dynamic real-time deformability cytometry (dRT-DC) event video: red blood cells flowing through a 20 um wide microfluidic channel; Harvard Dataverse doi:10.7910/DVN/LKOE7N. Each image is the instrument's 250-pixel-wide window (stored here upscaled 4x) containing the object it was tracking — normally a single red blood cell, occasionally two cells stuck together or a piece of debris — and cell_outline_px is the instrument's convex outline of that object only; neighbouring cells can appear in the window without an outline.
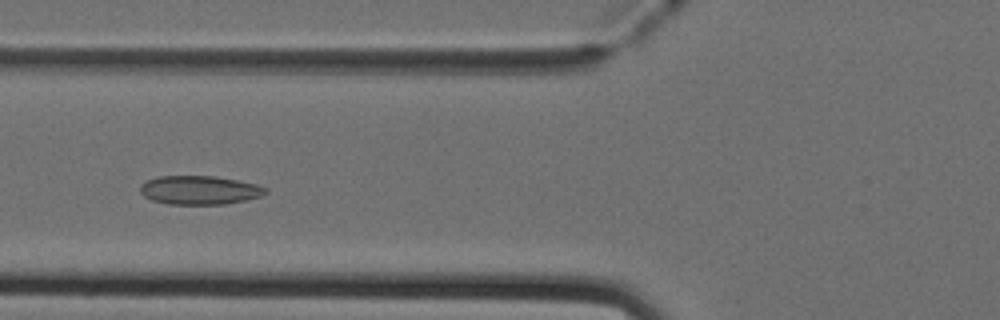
{"species": "Egyptian fruit bat (a non-hibernating species)", "species_latin": "Rousettus aegyptiacus", "temperature_condition": "cold", "stored_images_in_passage": 49, "camera_frame_rate_fps": 3000, "um_per_image_px": 0.085, "animal": {"sex": "female"}, "frame": {"image": 1, "passage_image": 18, "time_ms": 5.667, "image_size_px": [1000, 320], "cell_outline_px": [[268, 192], [260, 196], [244, 200], [224, 204], [168, 204], [152, 200], [144, 196], [140, 192], [140, 184], [148, 180], [160, 176], [212, 176], [236, 180], [256, 184], [268, 188]], "centroid_in_image_um": [16.95, 16.16], "position_along_channel_um": 108.9, "area_um2": 20.87}}
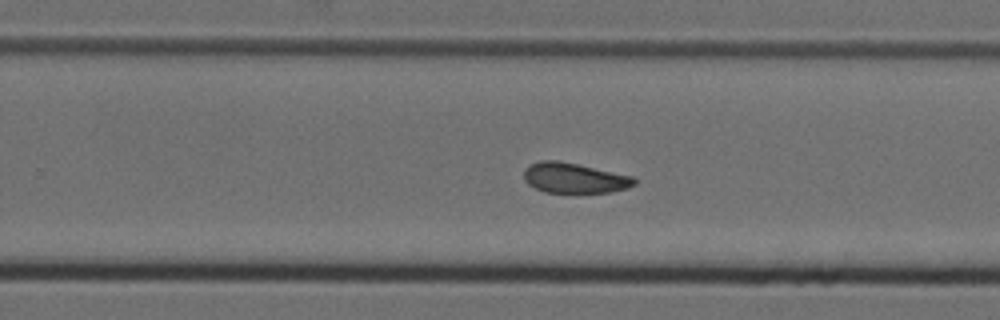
{"frame": {"image": 2, "passage_image": 31, "time_ms": 10.0, "image_size_px": [1000, 320], "cell_outline_px": [[636, 184], [628, 188], [612, 192], [576, 196], [544, 192], [528, 184], [524, 180], [524, 168], [528, 164], [540, 160], [560, 160], [632, 176], [636, 180]], "centroid_in_image_um": [48.8, 15.18], "position_along_channel_um": 281.0, "area_um2": 20.52}}
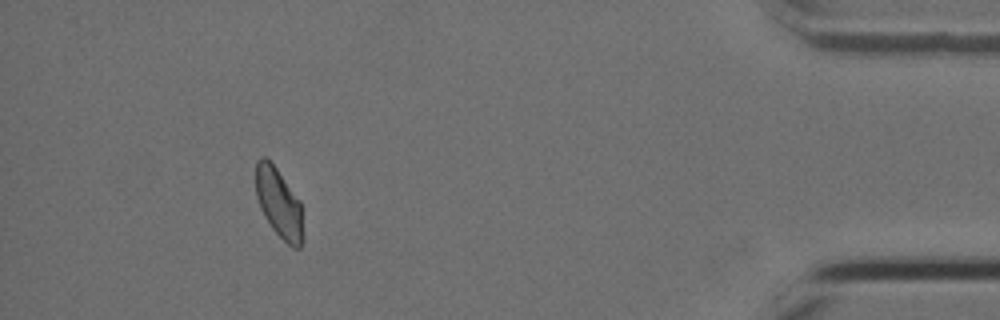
{"frame": {"image": 3, "passage_image": 45, "time_ms": 14.667, "image_size_px": [1000, 320], "cell_outline_px": [[304, 240], [300, 248], [292, 248], [272, 228], [264, 216], [260, 208], [256, 196], [256, 160], [260, 156], [264, 156], [276, 168], [300, 200], [304, 232]], "centroid_in_image_um": [23.73, 17.29], "position_along_channel_um": 411.5, "area_um2": 19.31}, "authors_computed_cell_mechanics": {"area_um2": 20.4034, "velocity_mm_per_s": 3.9819, "shape_relaxation_time_tau1_ms": null, "shape_relaxation_time_tau2_ms": 3.6148, "deformation_change_tau1": null, "deformation_change_tau2": 0.0703}}